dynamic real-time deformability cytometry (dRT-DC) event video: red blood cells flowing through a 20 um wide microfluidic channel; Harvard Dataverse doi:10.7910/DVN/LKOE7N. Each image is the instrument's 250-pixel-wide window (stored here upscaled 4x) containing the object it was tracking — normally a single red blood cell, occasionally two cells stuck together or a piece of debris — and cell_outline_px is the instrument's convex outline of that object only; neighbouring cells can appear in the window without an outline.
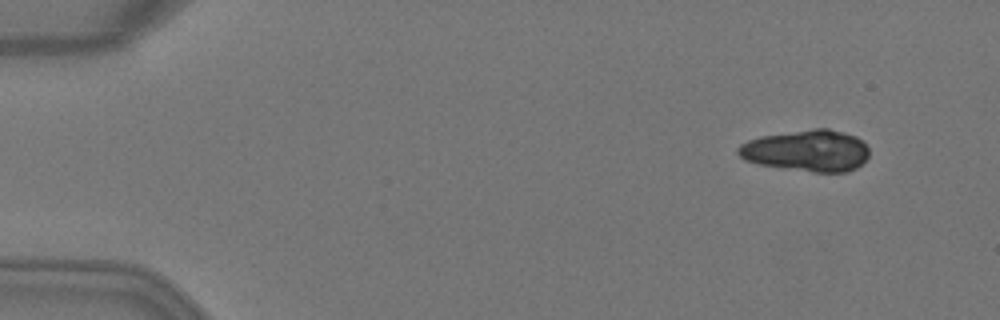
{"species": "Egyptian fruit bat (a non-hibernating species)", "species_latin": "Rousettus aegyptiacus", "temperature_condition": "warm", "stored_images_in_passage": 5, "camera_frame_rate_fps": 3000, "um_per_image_px": 0.085, "animal": {"sex": "female"}, "frame": {"image": 1, "passage_image": 2, "time_ms": 0.333, "image_size_px": [1000, 320], "cell_outline_px": [[868, 156], [856, 168], [848, 172], [812, 172], [756, 164], [744, 160], [736, 152], [736, 148], [740, 144], [748, 140], [760, 136], [812, 128], [828, 128], [844, 132], [856, 136], [868, 148]], "centroid_in_image_um": [68.54, 12.8], "position_along_channel_um": 16.5, "area_um2": 31.91}}